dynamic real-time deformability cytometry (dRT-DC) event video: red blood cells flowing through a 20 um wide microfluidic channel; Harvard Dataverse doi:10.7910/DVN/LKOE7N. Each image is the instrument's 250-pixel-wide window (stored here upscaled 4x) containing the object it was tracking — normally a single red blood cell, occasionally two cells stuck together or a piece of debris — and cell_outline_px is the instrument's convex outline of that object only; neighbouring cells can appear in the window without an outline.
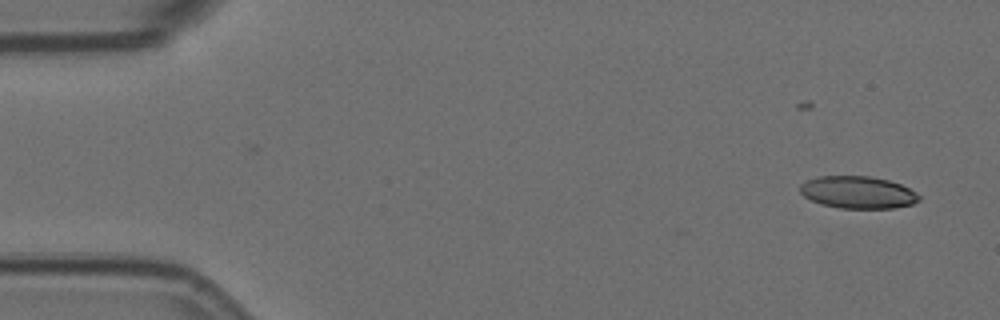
{"species": "Egyptian fruit bat (a non-hibernating species)", "species_latin": "Rousettus aegyptiacus", "temperature_condition": "room temperature", "stored_images_in_passage": 3, "camera_frame_rate_fps": 3000, "um_per_image_px": 0.085, "animal": {"sex": "female"}, "frame": {"image": 1, "passage_image": 3, "time_ms": 0.667, "image_size_px": [1000, 320], "cell_outline_px": [[920, 200], [912, 204], [896, 208], [840, 208], [820, 204], [804, 196], [800, 192], [800, 184], [808, 180], [820, 176], [868, 176], [888, 180], [900, 184], [916, 192], [920, 196]], "centroid_in_image_um": [72.93, 16.35], "position_along_channel_um": 12.1, "area_um2": 22.31}}